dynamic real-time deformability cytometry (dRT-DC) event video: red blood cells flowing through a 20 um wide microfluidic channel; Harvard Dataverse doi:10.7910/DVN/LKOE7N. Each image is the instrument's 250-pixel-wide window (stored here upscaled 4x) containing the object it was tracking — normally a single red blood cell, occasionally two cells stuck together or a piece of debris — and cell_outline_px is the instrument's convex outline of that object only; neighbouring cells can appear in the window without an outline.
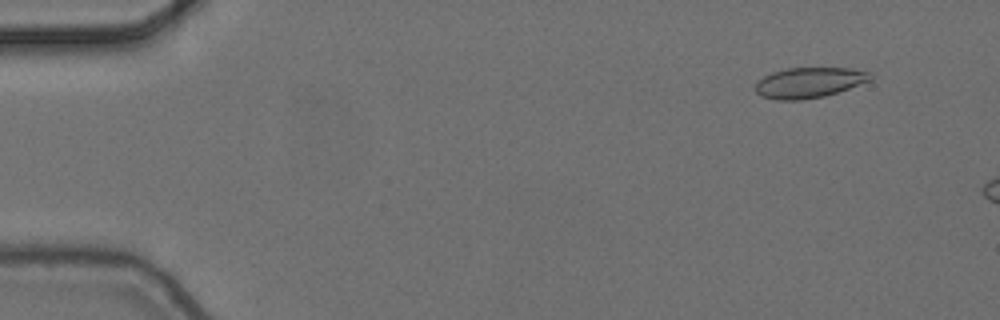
{"species": "common noctule bat (a hibernating species)", "species_latin": "Nyctalus noctula", "temperature_condition": "cold", "stored_images_in_passage": 4, "camera_frame_rate_fps": 3000, "um_per_image_px": 0.085, "animal": {"sex": "female", "body_mass_g": 24.6, "forearm_length_mm": 56.2}, "frame": {"image": 1, "passage_image": 1, "time_ms": 0.0, "image_size_px": [1000, 320], "cell_outline_px": [[872, 80], [824, 96], [800, 100], [776, 100], [760, 96], [756, 92], [756, 84], [764, 76], [772, 72], [788, 68], [852, 68], [872, 72]], "centroid_in_image_um": [68.79, 7.02], "position_along_channel_um": 16.2, "area_um2": 20.35}}